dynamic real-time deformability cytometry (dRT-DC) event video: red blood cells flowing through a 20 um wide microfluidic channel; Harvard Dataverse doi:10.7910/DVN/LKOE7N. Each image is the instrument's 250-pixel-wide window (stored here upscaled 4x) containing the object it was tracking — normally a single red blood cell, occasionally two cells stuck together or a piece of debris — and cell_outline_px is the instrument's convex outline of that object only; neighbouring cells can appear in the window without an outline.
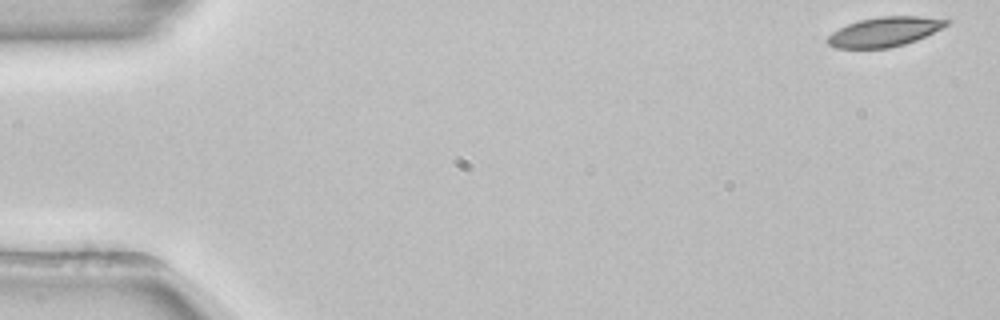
{"species": "common noctule bat (a hibernating species)", "species_latin": "Nyctalus noctula", "temperature_condition": "room temperature", "stored_images_in_passage": 53, "camera_frame_rate_fps": 3000, "um_per_image_px": 0.085, "animal": {"sex": "female", "body_mass_g": 22.7, "forearm_length_mm": 54.2}, "frame": {"image": 1, "passage_image": 1, "time_ms": 0.0, "image_size_px": [1000, 320], "cell_outline_px": [[952, 20], [948, 24], [916, 40], [904, 44], [888, 48], [836, 48], [828, 44], [824, 40], [832, 32], [848, 24], [860, 20], [880, 16], [920, 16]], "centroid_in_image_um": [75.15, 2.7], "position_along_channel_um": 9.9, "area_um2": 20.29}}
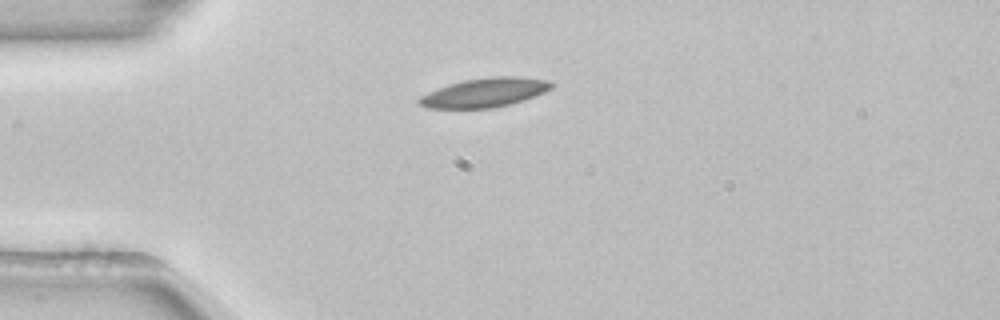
{"frame": {"image": 2, "passage_image": 13, "time_ms": 4.0, "image_size_px": [1000, 320], "cell_outline_px": [[556, 84], [552, 88], [544, 92], [524, 100], [492, 108], [428, 108], [420, 104], [416, 100], [420, 96], [428, 92], [448, 84], [464, 80], [492, 76], [516, 76], [548, 80]], "centroid_in_image_um": [41.21, 7.86], "position_along_channel_um": 43.8, "area_um2": 22.43}}
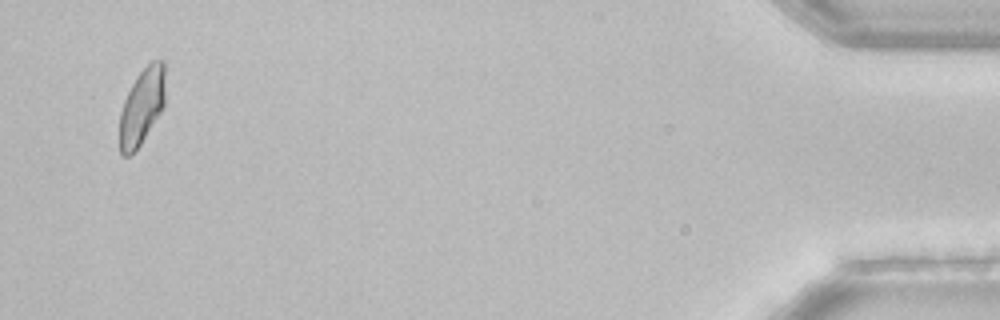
{"frame": {"image": 3, "passage_image": 51, "time_ms": 16.667, "image_size_px": [1000, 320], "cell_outline_px": [[164, 104], [160, 112], [136, 152], [128, 156], [124, 156], [120, 152], [120, 112], [124, 100], [136, 76], [152, 60], [164, 60]], "centroid_in_image_um": [12.04, 9.07], "position_along_channel_um": 423.2, "area_um2": 20.11}, "authors_computed_cell_mechanics": {"area_um2": 21.097, "velocity_mm_per_s": 3.844, "shape_relaxation_time_tau1_ms": 3.4969, "shape_relaxation_time_tau2_ms": null, "deformation_change_tau1": 0.0926, "deformation_change_tau2": null}}